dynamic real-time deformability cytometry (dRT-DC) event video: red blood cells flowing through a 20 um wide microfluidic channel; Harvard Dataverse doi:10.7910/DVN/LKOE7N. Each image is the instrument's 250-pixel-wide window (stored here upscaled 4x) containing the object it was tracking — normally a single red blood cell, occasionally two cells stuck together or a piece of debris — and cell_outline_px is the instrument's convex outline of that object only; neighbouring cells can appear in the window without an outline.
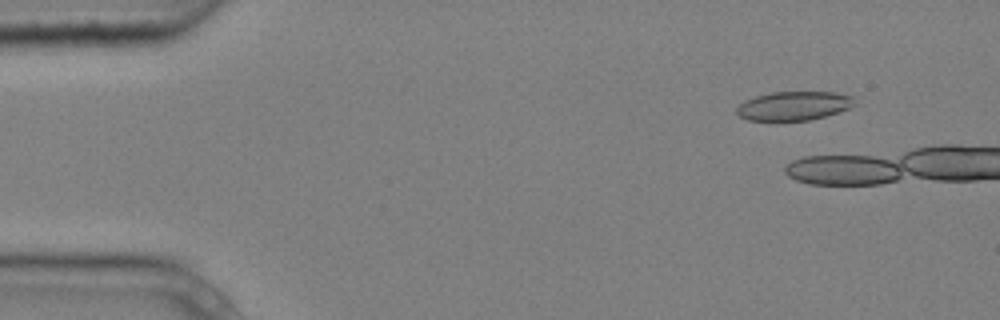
{"species": "common noctule bat (a hibernating species)", "species_latin": "Nyctalus noctula", "temperature_condition": "cold", "stored_images_in_passage": 5, "camera_frame_rate_fps": 3000, "um_per_image_px": 0.085, "animal": {"sex": "male", "body_mass_g": 20.4}, "frame": {"image": 1, "passage_image": 2, "time_ms": 0.333, "image_size_px": [1000, 320], "cell_outline_px": [[856, 104], [840, 112], [808, 120], [776, 124], [748, 120], [740, 116], [736, 112], [736, 108], [744, 100], [756, 96], [772, 92], [836, 92], [852, 96]], "centroid_in_image_um": [67.42, 9.04], "position_along_channel_um": 17.6, "area_um2": 20.63}}